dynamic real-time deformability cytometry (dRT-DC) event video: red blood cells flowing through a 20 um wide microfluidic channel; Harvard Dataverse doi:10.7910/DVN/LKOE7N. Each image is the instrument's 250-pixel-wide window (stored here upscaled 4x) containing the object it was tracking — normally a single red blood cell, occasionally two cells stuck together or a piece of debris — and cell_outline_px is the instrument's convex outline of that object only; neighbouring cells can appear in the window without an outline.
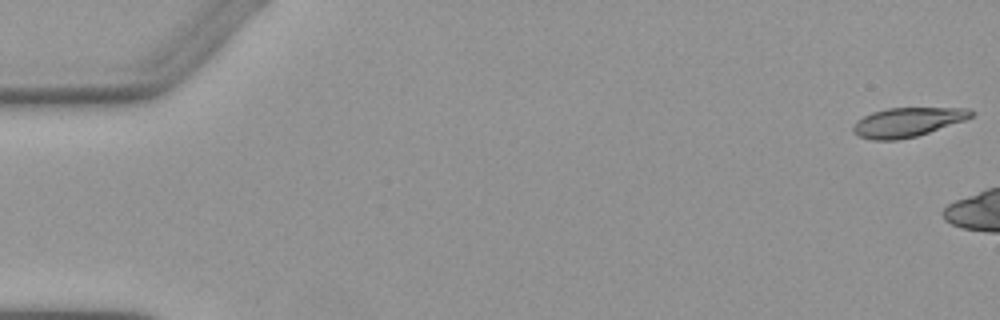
{"species": "Egyptian fruit bat (a non-hibernating species)", "species_latin": "Rousettus aegyptiacus", "temperature_condition": "warm", "stored_images_in_passage": 5, "camera_frame_rate_fps": 3000, "um_per_image_px": 0.085, "animal": {"sex": "female"}, "frame": {"image": 1, "passage_image": 1, "time_ms": 0.0, "image_size_px": [1000, 320], "cell_outline_px": [[976, 112], [972, 116], [964, 120], [916, 136], [896, 140], [872, 140], [860, 136], [852, 132], [852, 124], [856, 120], [872, 112], [888, 108], [972, 108]], "centroid_in_image_um": [77.11, 10.37], "position_along_channel_um": 7.9, "area_um2": 20.06}}